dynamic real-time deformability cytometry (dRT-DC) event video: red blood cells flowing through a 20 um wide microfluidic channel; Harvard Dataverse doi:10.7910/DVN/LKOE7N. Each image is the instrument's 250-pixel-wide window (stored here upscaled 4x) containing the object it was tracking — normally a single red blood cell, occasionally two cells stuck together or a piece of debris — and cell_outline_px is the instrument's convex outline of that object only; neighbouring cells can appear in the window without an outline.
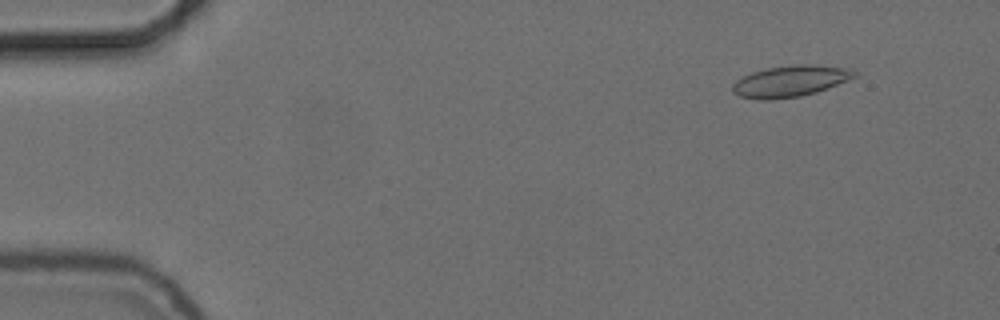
{"species": "common noctule bat (a hibernating species)", "species_latin": "Nyctalus noctula", "temperature_condition": "cold", "stored_images_in_passage": 14, "camera_frame_rate_fps": 3000, "um_per_image_px": 0.085, "animal": {"sex": "female", "body_mass_g": 24.6, "forearm_length_mm": 56.2}, "frame": {"image": 1, "passage_image": 6, "time_ms": 1.667, "image_size_px": [1000, 320], "cell_outline_px": [[860, 76], [816, 92], [800, 96], [768, 100], [764, 100], [740, 96], [732, 92], [732, 84], [736, 80], [752, 72], [768, 68], [792, 64], [812, 64], [852, 68], [860, 72]], "centroid_in_image_um": [67.25, 6.88], "position_along_channel_um": 17.7, "area_um2": 22.48}}